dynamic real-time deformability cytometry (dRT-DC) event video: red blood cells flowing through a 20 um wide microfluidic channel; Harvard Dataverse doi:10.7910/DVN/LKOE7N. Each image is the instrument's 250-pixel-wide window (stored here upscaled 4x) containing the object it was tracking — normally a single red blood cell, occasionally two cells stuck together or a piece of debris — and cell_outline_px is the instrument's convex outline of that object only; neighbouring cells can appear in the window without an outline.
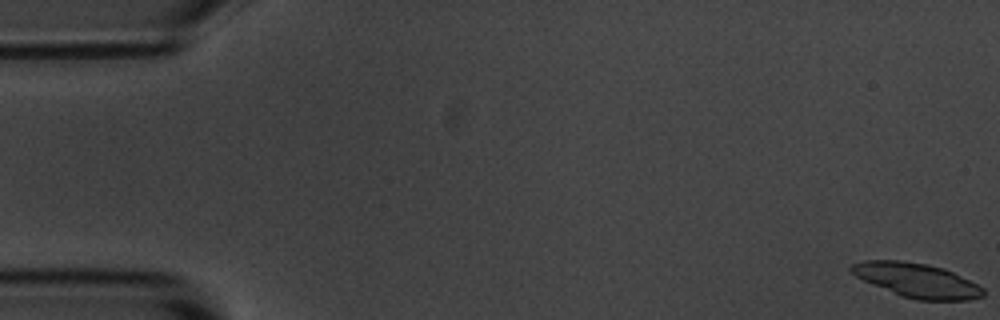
{"species": "common noctule bat (a hibernating species)", "species_latin": "Nyctalus noctula", "temperature_condition": "room temperature", "stored_images_in_passage": 41, "segment_of_instrument_passage": [1, 2], "camera_frame_rate_fps": 3000, "um_per_image_px": 0.085, "animal": {"sex": "male", "body_mass_g": 20.1, "forearm_length_mm": 53.5}, "frame": {"image": 1, "passage_image": 1, "time_ms": 0.0, "image_size_px": [1000, 320], "cell_outline_px": [[984, 296], [968, 300], [916, 300], [900, 296], [872, 284], [856, 276], [848, 268], [852, 264], [864, 260], [900, 260], [928, 264], [944, 268], [984, 288]], "centroid_in_image_um": [77.92, 23.82], "position_along_channel_um": 7.1, "area_um2": 26.24}}